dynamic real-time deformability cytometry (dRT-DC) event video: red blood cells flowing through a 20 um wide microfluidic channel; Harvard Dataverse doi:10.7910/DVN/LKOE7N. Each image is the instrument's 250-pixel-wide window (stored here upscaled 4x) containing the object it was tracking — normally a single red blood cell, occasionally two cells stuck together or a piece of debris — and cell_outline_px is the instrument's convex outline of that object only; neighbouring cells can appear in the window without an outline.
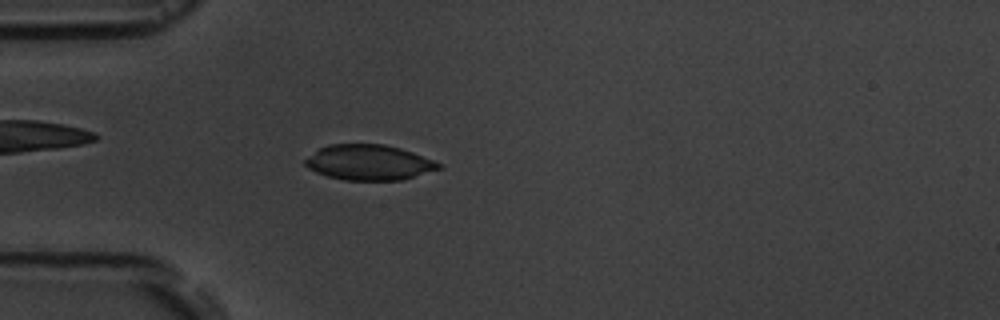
{"species": "common noctule bat (a hibernating species)", "species_latin": "Nyctalus noctula", "temperature_condition": "room temperature", "stored_images_in_passage": 5, "camera_frame_rate_fps": 3000, "um_per_image_px": 0.085, "animal": {"sex": "male", "body_mass_g": 19.5, "forearm_length_mm": 54.6}, "frame": {"image": 1, "passage_image": 5, "time_ms": 5.667, "image_size_px": [1000, 320], "cell_outline_px": [[444, 168], [400, 180], [344, 180], [328, 176], [316, 172], [308, 168], [304, 164], [304, 160], [320, 148], [328, 144], [384, 144], [400, 148], [412, 152], [444, 164]], "centroid_in_image_um": [31.39, 13.81], "position_along_channel_um": 53.6, "area_um2": 27.51}}